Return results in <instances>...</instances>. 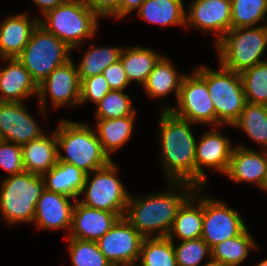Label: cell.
I'll return each instance as SVG.
<instances>
[{"instance_id":"obj_1","label":"cell","mask_w":267,"mask_h":266,"mask_svg":"<svg viewBox=\"0 0 267 266\" xmlns=\"http://www.w3.org/2000/svg\"><path fill=\"white\" fill-rule=\"evenodd\" d=\"M168 185L172 187L170 191L149 193L142 197L129 196L123 217L144 238L167 237L178 209L197 189L185 182H170ZM154 232L157 234L154 235Z\"/></svg>"},{"instance_id":"obj_2","label":"cell","mask_w":267,"mask_h":266,"mask_svg":"<svg viewBox=\"0 0 267 266\" xmlns=\"http://www.w3.org/2000/svg\"><path fill=\"white\" fill-rule=\"evenodd\" d=\"M159 144L164 175L170 182H185L196 187V139L193 123L161 110Z\"/></svg>"},{"instance_id":"obj_3","label":"cell","mask_w":267,"mask_h":266,"mask_svg":"<svg viewBox=\"0 0 267 266\" xmlns=\"http://www.w3.org/2000/svg\"><path fill=\"white\" fill-rule=\"evenodd\" d=\"M55 129L58 161L75 165L86 174L103 168L112 161L103 150L95 130L88 124L61 120ZM60 149L65 155L61 154Z\"/></svg>"},{"instance_id":"obj_4","label":"cell","mask_w":267,"mask_h":266,"mask_svg":"<svg viewBox=\"0 0 267 266\" xmlns=\"http://www.w3.org/2000/svg\"><path fill=\"white\" fill-rule=\"evenodd\" d=\"M98 20L83 0H65L40 18L39 25L74 50L96 34Z\"/></svg>"},{"instance_id":"obj_5","label":"cell","mask_w":267,"mask_h":266,"mask_svg":"<svg viewBox=\"0 0 267 266\" xmlns=\"http://www.w3.org/2000/svg\"><path fill=\"white\" fill-rule=\"evenodd\" d=\"M45 190L42 175L27 171L2 178L0 213L11 226L34 221L36 204Z\"/></svg>"},{"instance_id":"obj_6","label":"cell","mask_w":267,"mask_h":266,"mask_svg":"<svg viewBox=\"0 0 267 266\" xmlns=\"http://www.w3.org/2000/svg\"><path fill=\"white\" fill-rule=\"evenodd\" d=\"M220 65L241 73L264 62L267 50V24L230 29L216 44Z\"/></svg>"},{"instance_id":"obj_7","label":"cell","mask_w":267,"mask_h":266,"mask_svg":"<svg viewBox=\"0 0 267 266\" xmlns=\"http://www.w3.org/2000/svg\"><path fill=\"white\" fill-rule=\"evenodd\" d=\"M195 71L206 81L208 92L215 107L216 127L232 125L238 120L246 104L240 73L200 66Z\"/></svg>"},{"instance_id":"obj_8","label":"cell","mask_w":267,"mask_h":266,"mask_svg":"<svg viewBox=\"0 0 267 266\" xmlns=\"http://www.w3.org/2000/svg\"><path fill=\"white\" fill-rule=\"evenodd\" d=\"M70 51L64 42L38 24L17 59L39 85L54 69L71 59Z\"/></svg>"},{"instance_id":"obj_9","label":"cell","mask_w":267,"mask_h":266,"mask_svg":"<svg viewBox=\"0 0 267 266\" xmlns=\"http://www.w3.org/2000/svg\"><path fill=\"white\" fill-rule=\"evenodd\" d=\"M117 169V165L112 160L105 167L86 174L80 193L85 195V198L77 201L89 208L116 213L122 218L130 192L128 193L124 184L116 176Z\"/></svg>"},{"instance_id":"obj_10","label":"cell","mask_w":267,"mask_h":266,"mask_svg":"<svg viewBox=\"0 0 267 266\" xmlns=\"http://www.w3.org/2000/svg\"><path fill=\"white\" fill-rule=\"evenodd\" d=\"M176 103L178 106L166 105L163 111H170L178 118L193 124H210L216 127L215 107L207 83L195 70L192 75L184 76Z\"/></svg>"},{"instance_id":"obj_11","label":"cell","mask_w":267,"mask_h":266,"mask_svg":"<svg viewBox=\"0 0 267 266\" xmlns=\"http://www.w3.org/2000/svg\"><path fill=\"white\" fill-rule=\"evenodd\" d=\"M204 195L201 238L212 249L218 243L240 235L247 225L240 214L222 200Z\"/></svg>"},{"instance_id":"obj_12","label":"cell","mask_w":267,"mask_h":266,"mask_svg":"<svg viewBox=\"0 0 267 266\" xmlns=\"http://www.w3.org/2000/svg\"><path fill=\"white\" fill-rule=\"evenodd\" d=\"M80 86L77 67L72 58L54 69L48 77L38 85V97L41 114L46 115V99L50 96L54 108L79 105ZM49 94V95H48Z\"/></svg>"},{"instance_id":"obj_13","label":"cell","mask_w":267,"mask_h":266,"mask_svg":"<svg viewBox=\"0 0 267 266\" xmlns=\"http://www.w3.org/2000/svg\"><path fill=\"white\" fill-rule=\"evenodd\" d=\"M144 237L124 218L98 241V247L113 265H137Z\"/></svg>"},{"instance_id":"obj_14","label":"cell","mask_w":267,"mask_h":266,"mask_svg":"<svg viewBox=\"0 0 267 266\" xmlns=\"http://www.w3.org/2000/svg\"><path fill=\"white\" fill-rule=\"evenodd\" d=\"M218 127H212L196 143V188L206 186L204 167L212 168L225 174L232 150L230 139L222 135Z\"/></svg>"},{"instance_id":"obj_15","label":"cell","mask_w":267,"mask_h":266,"mask_svg":"<svg viewBox=\"0 0 267 266\" xmlns=\"http://www.w3.org/2000/svg\"><path fill=\"white\" fill-rule=\"evenodd\" d=\"M188 7L185 27L214 32L215 44L231 29V0H193Z\"/></svg>"},{"instance_id":"obj_16","label":"cell","mask_w":267,"mask_h":266,"mask_svg":"<svg viewBox=\"0 0 267 266\" xmlns=\"http://www.w3.org/2000/svg\"><path fill=\"white\" fill-rule=\"evenodd\" d=\"M22 102H0V140L23 145L43 134Z\"/></svg>"},{"instance_id":"obj_17","label":"cell","mask_w":267,"mask_h":266,"mask_svg":"<svg viewBox=\"0 0 267 266\" xmlns=\"http://www.w3.org/2000/svg\"><path fill=\"white\" fill-rule=\"evenodd\" d=\"M224 175L235 183H254L262 189L267 178V151L263 149L261 153L238 144L232 150Z\"/></svg>"},{"instance_id":"obj_18","label":"cell","mask_w":267,"mask_h":266,"mask_svg":"<svg viewBox=\"0 0 267 266\" xmlns=\"http://www.w3.org/2000/svg\"><path fill=\"white\" fill-rule=\"evenodd\" d=\"M120 218L116 213L89 208L76 200L67 238L97 242Z\"/></svg>"},{"instance_id":"obj_19","label":"cell","mask_w":267,"mask_h":266,"mask_svg":"<svg viewBox=\"0 0 267 266\" xmlns=\"http://www.w3.org/2000/svg\"><path fill=\"white\" fill-rule=\"evenodd\" d=\"M69 196L44 190L35 209L34 221L39 229H66L68 234L72 224L75 201Z\"/></svg>"},{"instance_id":"obj_20","label":"cell","mask_w":267,"mask_h":266,"mask_svg":"<svg viewBox=\"0 0 267 266\" xmlns=\"http://www.w3.org/2000/svg\"><path fill=\"white\" fill-rule=\"evenodd\" d=\"M7 65L0 70V102H21L38 96V85L17 58H3ZM23 99V100H22Z\"/></svg>"},{"instance_id":"obj_21","label":"cell","mask_w":267,"mask_h":266,"mask_svg":"<svg viewBox=\"0 0 267 266\" xmlns=\"http://www.w3.org/2000/svg\"><path fill=\"white\" fill-rule=\"evenodd\" d=\"M39 24V18L33 20L27 13L9 16L0 23V56L17 58L30 41L33 30Z\"/></svg>"},{"instance_id":"obj_22","label":"cell","mask_w":267,"mask_h":266,"mask_svg":"<svg viewBox=\"0 0 267 266\" xmlns=\"http://www.w3.org/2000/svg\"><path fill=\"white\" fill-rule=\"evenodd\" d=\"M194 193L178 209L167 237L174 242L175 237L182 240L201 238L203 230V195ZM199 193V194H198ZM196 201H198L196 203ZM196 203V204H195Z\"/></svg>"},{"instance_id":"obj_23","label":"cell","mask_w":267,"mask_h":266,"mask_svg":"<svg viewBox=\"0 0 267 266\" xmlns=\"http://www.w3.org/2000/svg\"><path fill=\"white\" fill-rule=\"evenodd\" d=\"M24 169L27 172L43 175L58 162V143L55 130L52 135L41 137L21 145Z\"/></svg>"},{"instance_id":"obj_24","label":"cell","mask_w":267,"mask_h":266,"mask_svg":"<svg viewBox=\"0 0 267 266\" xmlns=\"http://www.w3.org/2000/svg\"><path fill=\"white\" fill-rule=\"evenodd\" d=\"M45 189L78 200L84 186L86 173L75 165L58 161L42 175Z\"/></svg>"},{"instance_id":"obj_25","label":"cell","mask_w":267,"mask_h":266,"mask_svg":"<svg viewBox=\"0 0 267 266\" xmlns=\"http://www.w3.org/2000/svg\"><path fill=\"white\" fill-rule=\"evenodd\" d=\"M185 75L177 72L171 60L163 56L153 67L142 87L150 97L164 99L163 97L174 91L177 99Z\"/></svg>"},{"instance_id":"obj_26","label":"cell","mask_w":267,"mask_h":266,"mask_svg":"<svg viewBox=\"0 0 267 266\" xmlns=\"http://www.w3.org/2000/svg\"><path fill=\"white\" fill-rule=\"evenodd\" d=\"M162 57L163 55L155 50L135 45L128 48L123 47L120 60L129 83L137 81L143 86L153 67Z\"/></svg>"},{"instance_id":"obj_27","label":"cell","mask_w":267,"mask_h":266,"mask_svg":"<svg viewBox=\"0 0 267 266\" xmlns=\"http://www.w3.org/2000/svg\"><path fill=\"white\" fill-rule=\"evenodd\" d=\"M135 116L114 119H97L95 132L103 150L111 157V153L122 148L132 136Z\"/></svg>"},{"instance_id":"obj_28","label":"cell","mask_w":267,"mask_h":266,"mask_svg":"<svg viewBox=\"0 0 267 266\" xmlns=\"http://www.w3.org/2000/svg\"><path fill=\"white\" fill-rule=\"evenodd\" d=\"M137 12L140 18L153 25L185 27L186 9L183 0H145Z\"/></svg>"},{"instance_id":"obj_29","label":"cell","mask_w":267,"mask_h":266,"mask_svg":"<svg viewBox=\"0 0 267 266\" xmlns=\"http://www.w3.org/2000/svg\"><path fill=\"white\" fill-rule=\"evenodd\" d=\"M254 249L260 248L247 227L240 235L215 245L211 258L226 266H239Z\"/></svg>"},{"instance_id":"obj_30","label":"cell","mask_w":267,"mask_h":266,"mask_svg":"<svg viewBox=\"0 0 267 266\" xmlns=\"http://www.w3.org/2000/svg\"><path fill=\"white\" fill-rule=\"evenodd\" d=\"M267 151V105L246 102L238 120L232 125Z\"/></svg>"},{"instance_id":"obj_31","label":"cell","mask_w":267,"mask_h":266,"mask_svg":"<svg viewBox=\"0 0 267 266\" xmlns=\"http://www.w3.org/2000/svg\"><path fill=\"white\" fill-rule=\"evenodd\" d=\"M123 47H96L92 45L82 55L77 65L80 81L95 75L102 74L103 70L120 59Z\"/></svg>"},{"instance_id":"obj_32","label":"cell","mask_w":267,"mask_h":266,"mask_svg":"<svg viewBox=\"0 0 267 266\" xmlns=\"http://www.w3.org/2000/svg\"><path fill=\"white\" fill-rule=\"evenodd\" d=\"M174 243L168 237L144 238L137 266H177Z\"/></svg>"},{"instance_id":"obj_33","label":"cell","mask_w":267,"mask_h":266,"mask_svg":"<svg viewBox=\"0 0 267 266\" xmlns=\"http://www.w3.org/2000/svg\"><path fill=\"white\" fill-rule=\"evenodd\" d=\"M267 0H231V29L267 23Z\"/></svg>"},{"instance_id":"obj_34","label":"cell","mask_w":267,"mask_h":266,"mask_svg":"<svg viewBox=\"0 0 267 266\" xmlns=\"http://www.w3.org/2000/svg\"><path fill=\"white\" fill-rule=\"evenodd\" d=\"M246 102L267 105V64H256L240 73Z\"/></svg>"},{"instance_id":"obj_35","label":"cell","mask_w":267,"mask_h":266,"mask_svg":"<svg viewBox=\"0 0 267 266\" xmlns=\"http://www.w3.org/2000/svg\"><path fill=\"white\" fill-rule=\"evenodd\" d=\"M96 119L136 116L130 95L125 90H111L96 104Z\"/></svg>"},{"instance_id":"obj_36","label":"cell","mask_w":267,"mask_h":266,"mask_svg":"<svg viewBox=\"0 0 267 266\" xmlns=\"http://www.w3.org/2000/svg\"><path fill=\"white\" fill-rule=\"evenodd\" d=\"M72 266H113L100 251L97 242L68 238Z\"/></svg>"},{"instance_id":"obj_37","label":"cell","mask_w":267,"mask_h":266,"mask_svg":"<svg viewBox=\"0 0 267 266\" xmlns=\"http://www.w3.org/2000/svg\"><path fill=\"white\" fill-rule=\"evenodd\" d=\"M177 266H199L207 257L211 259L212 253L209 245L202 239L182 240L175 246Z\"/></svg>"},{"instance_id":"obj_38","label":"cell","mask_w":267,"mask_h":266,"mask_svg":"<svg viewBox=\"0 0 267 266\" xmlns=\"http://www.w3.org/2000/svg\"><path fill=\"white\" fill-rule=\"evenodd\" d=\"M0 167L9 174L7 176L25 171L21 145L0 140Z\"/></svg>"},{"instance_id":"obj_39","label":"cell","mask_w":267,"mask_h":266,"mask_svg":"<svg viewBox=\"0 0 267 266\" xmlns=\"http://www.w3.org/2000/svg\"><path fill=\"white\" fill-rule=\"evenodd\" d=\"M111 91L103 74L91 76L81 80L79 105L86 101L95 105Z\"/></svg>"},{"instance_id":"obj_40","label":"cell","mask_w":267,"mask_h":266,"mask_svg":"<svg viewBox=\"0 0 267 266\" xmlns=\"http://www.w3.org/2000/svg\"><path fill=\"white\" fill-rule=\"evenodd\" d=\"M102 74L108 82L111 90H125L130 84L120 59L106 67Z\"/></svg>"},{"instance_id":"obj_41","label":"cell","mask_w":267,"mask_h":266,"mask_svg":"<svg viewBox=\"0 0 267 266\" xmlns=\"http://www.w3.org/2000/svg\"><path fill=\"white\" fill-rule=\"evenodd\" d=\"M84 3L100 18L113 17L119 10L120 0H83Z\"/></svg>"},{"instance_id":"obj_42","label":"cell","mask_w":267,"mask_h":266,"mask_svg":"<svg viewBox=\"0 0 267 266\" xmlns=\"http://www.w3.org/2000/svg\"><path fill=\"white\" fill-rule=\"evenodd\" d=\"M145 0H120L119 10L113 16L115 19H120L130 14L133 11H138Z\"/></svg>"},{"instance_id":"obj_43","label":"cell","mask_w":267,"mask_h":266,"mask_svg":"<svg viewBox=\"0 0 267 266\" xmlns=\"http://www.w3.org/2000/svg\"><path fill=\"white\" fill-rule=\"evenodd\" d=\"M40 8L42 15L55 9L57 6L62 4L65 0H31Z\"/></svg>"},{"instance_id":"obj_44","label":"cell","mask_w":267,"mask_h":266,"mask_svg":"<svg viewBox=\"0 0 267 266\" xmlns=\"http://www.w3.org/2000/svg\"><path fill=\"white\" fill-rule=\"evenodd\" d=\"M202 266H226L224 264H222L219 261L213 260L212 258L210 259L209 262H207L206 264L202 265Z\"/></svg>"},{"instance_id":"obj_45","label":"cell","mask_w":267,"mask_h":266,"mask_svg":"<svg viewBox=\"0 0 267 266\" xmlns=\"http://www.w3.org/2000/svg\"><path fill=\"white\" fill-rule=\"evenodd\" d=\"M255 266H267V258L264 259L263 261L259 262L257 265Z\"/></svg>"},{"instance_id":"obj_46","label":"cell","mask_w":267,"mask_h":266,"mask_svg":"<svg viewBox=\"0 0 267 266\" xmlns=\"http://www.w3.org/2000/svg\"><path fill=\"white\" fill-rule=\"evenodd\" d=\"M262 189L267 192V178Z\"/></svg>"},{"instance_id":"obj_47","label":"cell","mask_w":267,"mask_h":266,"mask_svg":"<svg viewBox=\"0 0 267 266\" xmlns=\"http://www.w3.org/2000/svg\"><path fill=\"white\" fill-rule=\"evenodd\" d=\"M116 266H133V265H116Z\"/></svg>"}]
</instances>
